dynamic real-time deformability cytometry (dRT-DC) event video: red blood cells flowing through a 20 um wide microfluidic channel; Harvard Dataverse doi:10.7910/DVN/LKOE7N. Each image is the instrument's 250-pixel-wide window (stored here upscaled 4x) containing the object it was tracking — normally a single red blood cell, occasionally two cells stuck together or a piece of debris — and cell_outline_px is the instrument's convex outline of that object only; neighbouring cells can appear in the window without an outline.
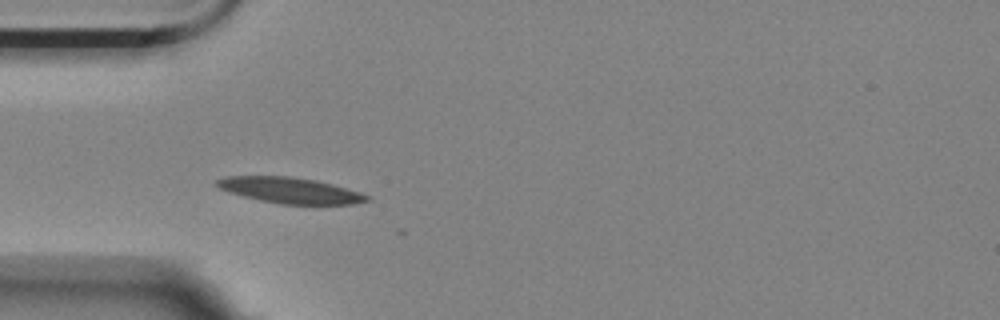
{"species": "Egyptian fruit bat (a non-hibernating species)", "species_latin": "Rousettus aegyptiacus", "temperature_condition": "room temperature", "stored_images_in_passage": 5, "camera_frame_rate_fps": 3000, "um_per_image_px": 0.085, "animal": {"sex": "female"}, "frame": {"image": 1, "passage_image": 3, "time_ms": 2.0, "image_size_px": [1000, 320], "cell_outline_px": [[372, 200], [352, 204], [280, 204], [260, 200], [228, 192], [220, 188], [216, 184], [216, 180], [224, 176], [288, 176], [316, 180], [332, 184], [360, 192], [368, 196]], "centroid_in_image_um": [24.66, 16.18], "position_along_channel_um": 60.3, "area_um2": 22.48}}
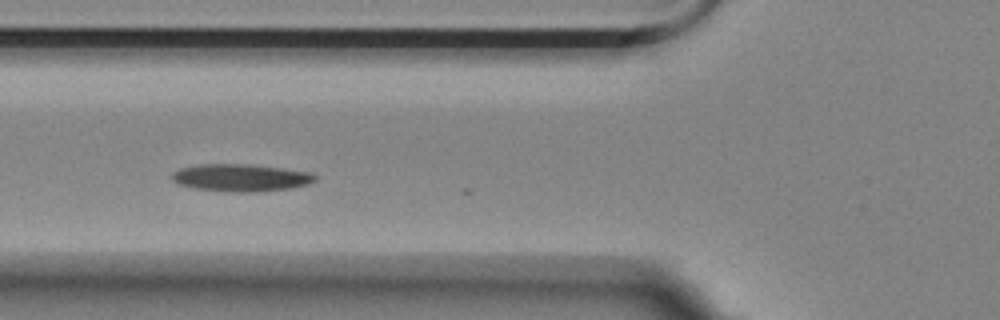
{"frame": {"image": 2, "passage_image": 4, "time_ms": 3.333, "image_size_px": [1000, 320], "cell_outline_px": [[316, 180], [308, 184], [292, 188], [260, 192], [232, 192], [196, 188], [176, 184], [172, 180], [172, 172], [180, 168], [200, 164], [248, 164], [312, 172], [316, 176]], "centroid_in_image_um": [20.47, 15.11], "position_along_channel_um": 105.3, "area_um2": 22.95}}
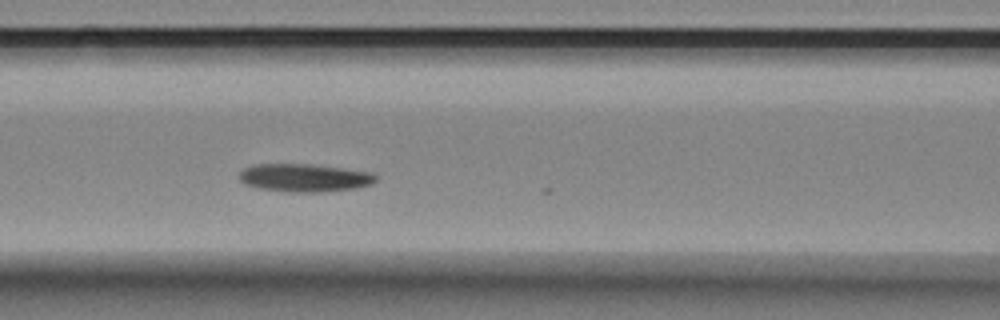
{"frame": {"image": 3, "passage_image": 5, "time_ms": 4.333, "image_size_px": [1000, 320], "cell_outline_px": [[376, 180], [372, 184], [356, 188], [320, 192], [288, 192], [256, 188], [244, 184], [240, 180], [240, 172], [244, 168], [252, 164], [316, 164], [376, 172]], "centroid_in_image_um": [25.91, 15.1], "position_along_channel_um": 140.7, "area_um2": 22.72}}